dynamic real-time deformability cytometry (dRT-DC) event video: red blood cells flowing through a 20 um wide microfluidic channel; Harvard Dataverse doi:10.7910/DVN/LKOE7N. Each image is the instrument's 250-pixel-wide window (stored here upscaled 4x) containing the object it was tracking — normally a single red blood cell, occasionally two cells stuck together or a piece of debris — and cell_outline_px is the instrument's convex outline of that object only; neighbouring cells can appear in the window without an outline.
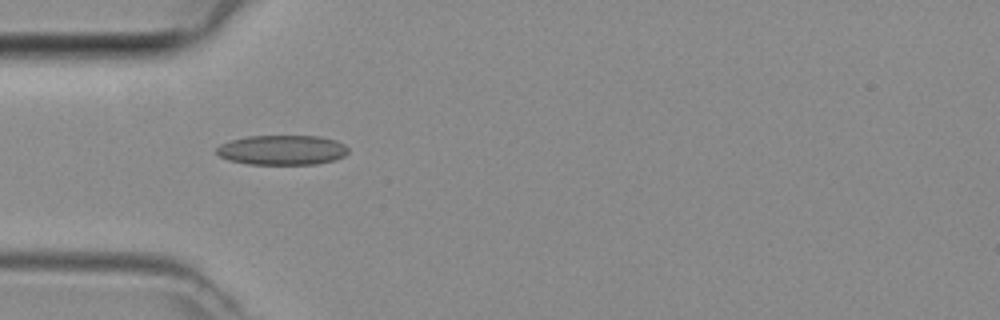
{"species": "common noctule bat (a hibernating species)", "species_latin": "Nyctalus noctula", "temperature_condition": "room temperature", "stored_images_in_passage": 2, "camera_frame_rate_fps": 3000, "um_per_image_px": 0.085, "animal": {"sex": "female", "body_mass_g": 29.2, "forearm_length_mm": 56.3}, "frame": {"image": 1, "passage_image": 1, "time_ms": 0.0, "image_size_px": [1000, 320], "cell_outline_px": [[348, 152], [344, 156], [336, 160], [316, 164], [248, 164], [228, 160], [220, 156], [216, 152], [216, 148], [220, 144], [232, 140], [248, 136], [320, 136], [336, 140], [344, 144], [348, 148]], "centroid_in_image_um": [24.0, 12.75], "position_along_channel_um": 61.0, "area_um2": 22.95}}
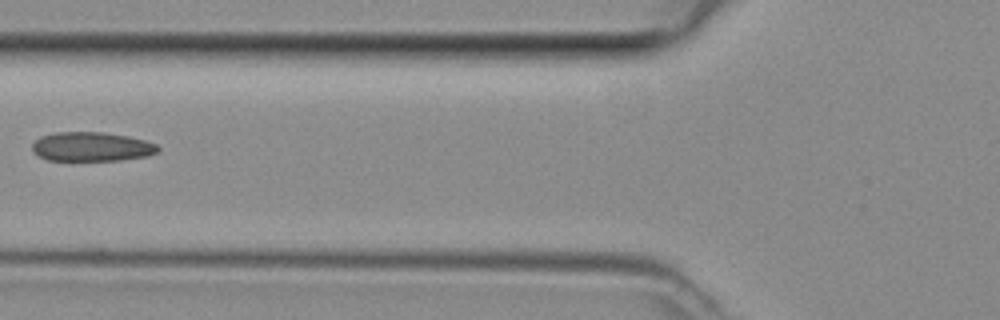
{"frame": {"image": 2, "passage_image": 2, "time_ms": 0.333, "image_size_px": [1000, 320], "cell_outline_px": [[160, 152], [148, 156], [120, 160], [48, 160], [32, 152], [32, 144], [40, 136], [56, 132], [104, 132], [128, 136], [144, 140], [156, 144], [160, 148]], "centroid_in_image_um": [7.8, 12.46], "position_along_channel_um": 118.0, "area_um2": 21.5}}